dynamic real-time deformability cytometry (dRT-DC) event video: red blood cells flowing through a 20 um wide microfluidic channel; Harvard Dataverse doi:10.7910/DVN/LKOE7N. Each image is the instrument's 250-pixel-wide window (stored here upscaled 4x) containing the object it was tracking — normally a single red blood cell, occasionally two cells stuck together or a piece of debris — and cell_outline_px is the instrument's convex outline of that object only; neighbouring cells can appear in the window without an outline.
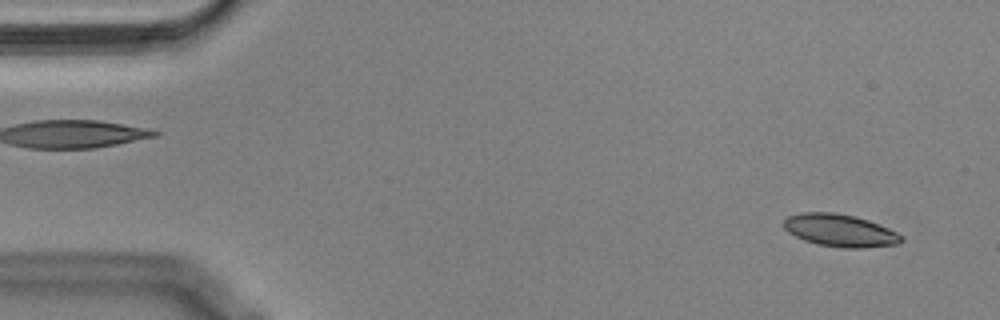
{"species": "Egyptian fruit bat (a non-hibernating species)", "species_latin": "Rousettus aegyptiacus", "temperature_condition": "cold", "stored_images_in_passage": 55, "camera_frame_rate_fps": 3000, "um_per_image_px": 0.085, "animal": {"sex": "male"}, "frame": {"image": 1, "passage_image": 3, "time_ms": 0.667, "image_size_px": [1000, 320], "cell_outline_px": [[904, 240], [896, 244], [864, 248], [840, 248], [816, 244], [804, 240], [788, 232], [784, 228], [784, 220], [788, 216], [800, 212], [832, 212], [856, 216], [868, 220], [888, 228], [904, 236]], "centroid_in_image_um": [71.4, 19.59], "position_along_channel_um": 13.6, "area_um2": 22.37}}
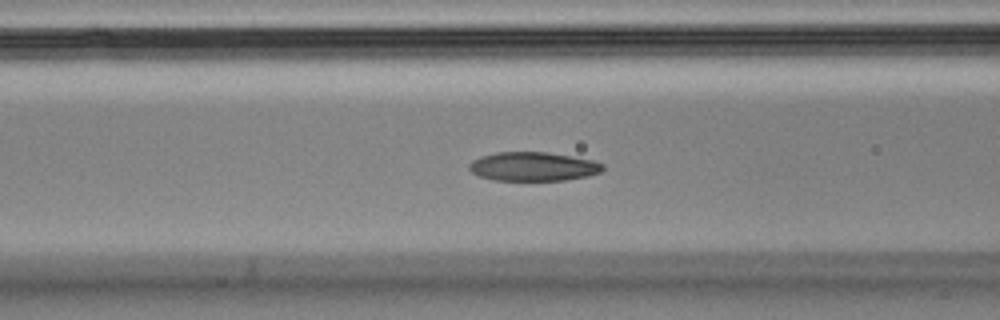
{"frame": {"image": 2, "passage_image": 21, "time_ms": 6.667, "image_size_px": [1000, 320], "cell_outline_px": [[604, 168], [600, 172], [588, 176], [564, 180], [492, 180], [480, 176], [472, 172], [468, 168], [468, 164], [472, 160], [480, 156], [496, 152], [548, 152], [592, 160], [604, 164]], "centroid_in_image_um": [45.29, 14.15], "position_along_channel_um": 121.3, "area_um2": 22.54}}
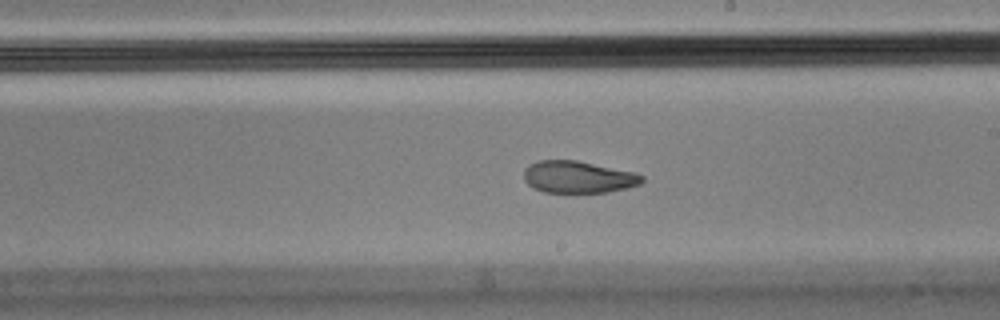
{"frame": {"image": 3, "passage_image": 31, "time_ms": 10.0, "image_size_px": [1000, 320], "cell_outline_px": [[644, 180], [640, 184], [608, 192], [544, 192], [532, 188], [524, 180], [524, 168], [528, 164], [540, 160], [576, 160], [636, 172], [644, 176]], "centroid_in_image_um": [49.13, 15.04], "position_along_channel_um": 239.9, "area_um2": 22.14}, "authors_computed_cell_mechanics": {"area_um2": 23.2356, "velocity_mm_per_s": 3.5622, "shape_relaxation_time_tau1_ms": null, "shape_relaxation_time_tau2_ms": 2.8354, "deformation_change_tau1": null, "deformation_change_tau2": 0.0843}}